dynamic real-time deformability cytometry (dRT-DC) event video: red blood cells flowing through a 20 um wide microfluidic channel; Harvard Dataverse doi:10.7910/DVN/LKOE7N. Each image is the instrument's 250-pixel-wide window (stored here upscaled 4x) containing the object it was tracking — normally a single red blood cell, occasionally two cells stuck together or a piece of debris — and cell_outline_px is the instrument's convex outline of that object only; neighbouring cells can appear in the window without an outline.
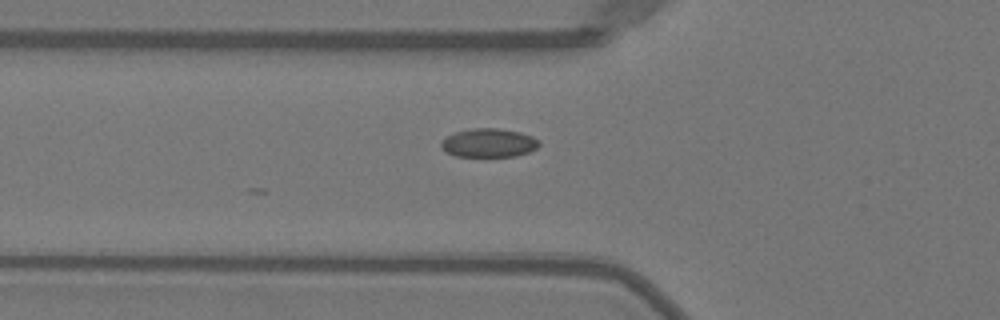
{"species": "Egyptian fruit bat (a non-hibernating species)", "species_latin": "Rousettus aegyptiacus", "temperature_condition": "warm", "stored_images_in_passage": 8, "camera_frame_rate_fps": 3000, "um_per_image_px": 0.085, "animal": {"sex": "female"}, "frame": {"image": 1, "passage_image": 2, "time_ms": 0.333, "image_size_px": [1000, 320], "cell_outline_px": [[540, 144], [536, 148], [528, 152], [516, 156], [456, 156], [448, 152], [440, 144], [448, 136], [456, 132], [476, 128], [500, 128], [520, 132], [532, 136], [540, 140]], "centroid_in_image_um": [41.61, 12.14], "position_along_channel_um": 84.2, "area_um2": 16.13}}
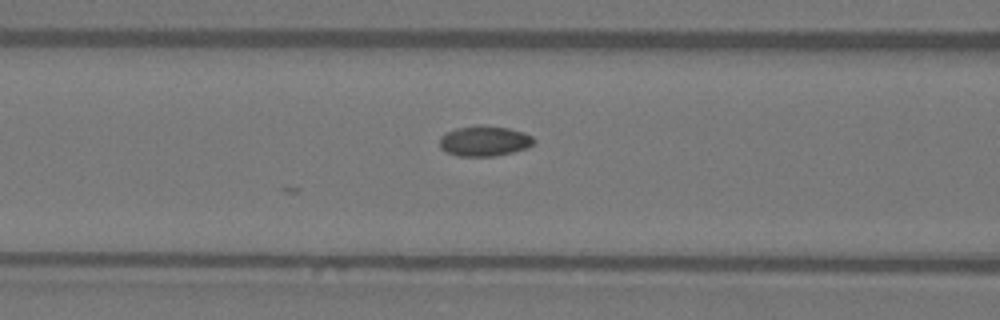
{"frame": {"image": 2, "passage_image": 5, "time_ms": 1.333, "image_size_px": [1000, 320], "cell_outline_px": [[536, 140], [528, 148], [496, 156], [456, 156], [440, 148], [440, 136], [456, 128], [480, 124], [508, 128], [524, 132], [532, 136]], "centroid_in_image_um": [41.19, 11.98], "position_along_channel_um": 125.4, "area_um2": 16.76}}
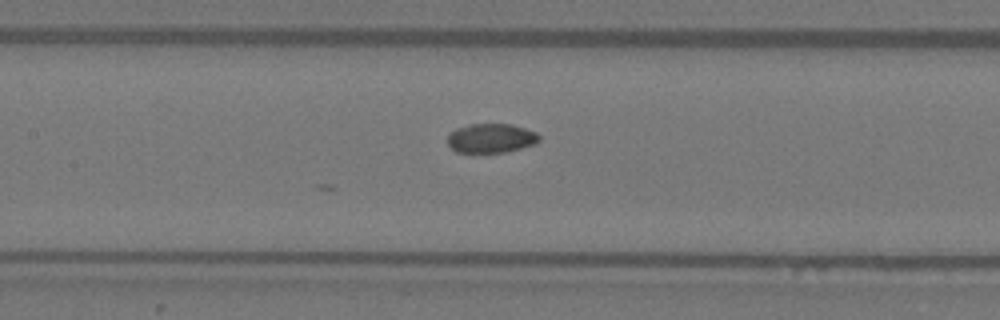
{"frame": {"image": 3, "passage_image": 8, "time_ms": 2.333, "image_size_px": [1000, 320], "cell_outline_px": [[540, 140], [536, 144], [504, 152], [456, 152], [448, 144], [448, 136], [456, 128], [468, 124], [512, 124], [536, 132], [540, 136]], "centroid_in_image_um": [41.76, 11.74], "position_along_channel_um": 165.6, "area_um2": 15.55}}